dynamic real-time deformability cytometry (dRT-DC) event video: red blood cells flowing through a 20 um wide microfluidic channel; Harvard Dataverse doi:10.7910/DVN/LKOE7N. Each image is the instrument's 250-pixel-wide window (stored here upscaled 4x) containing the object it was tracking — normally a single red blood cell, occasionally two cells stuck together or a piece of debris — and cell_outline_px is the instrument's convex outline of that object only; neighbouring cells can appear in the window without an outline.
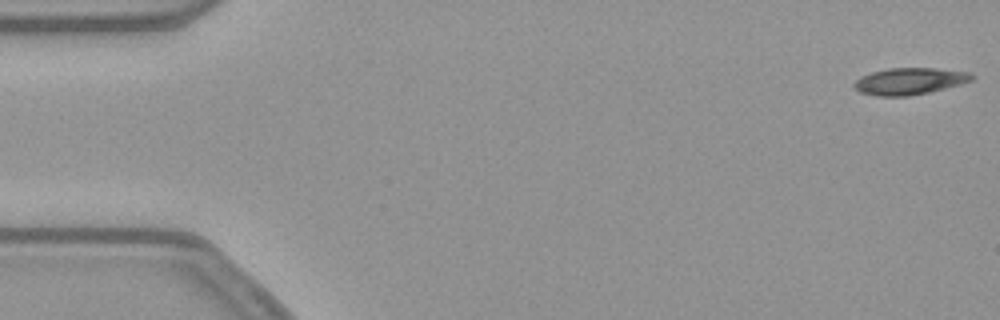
{"species": "common noctule bat (a hibernating species)", "species_latin": "Nyctalus noctula", "temperature_condition": "warm", "stored_images_in_passage": 13, "camera_frame_rate_fps": 3000, "um_per_image_px": 0.085, "animal": {"sex": "female", "body_mass_g": 21.9}, "frame": {"image": 1, "passage_image": 1, "time_ms": 0.0, "image_size_px": [1000, 320], "cell_outline_px": [[976, 76], [972, 80], [960, 84], [928, 92], [908, 96], [876, 96], [860, 92], [852, 84], [860, 76], [872, 72], [888, 68], [932, 68], [972, 72]], "centroid_in_image_um": [77.32, 6.89], "position_along_channel_um": 7.7, "area_um2": 18.32}}